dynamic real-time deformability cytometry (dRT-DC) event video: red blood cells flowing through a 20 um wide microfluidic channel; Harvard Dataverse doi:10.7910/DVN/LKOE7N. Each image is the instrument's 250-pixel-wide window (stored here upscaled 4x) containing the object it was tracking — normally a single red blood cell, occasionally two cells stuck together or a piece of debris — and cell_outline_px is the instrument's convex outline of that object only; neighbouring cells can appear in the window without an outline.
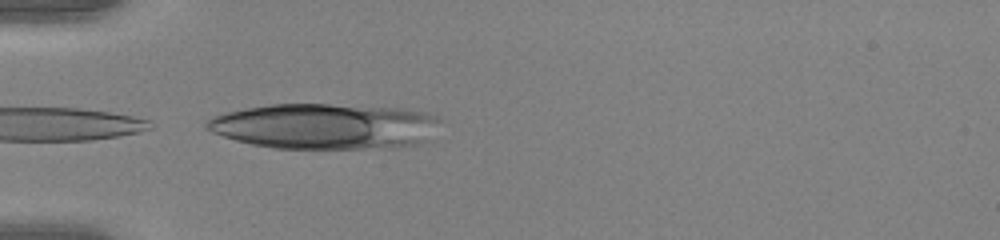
{"species": "human", "species_latin": "Homo sapiens", "temperature_condition": "warm", "stored_images_in_passage": 16, "camera_frame_rate_fps": 3000, "um_per_image_px": 0.085, "donor": {"sex": "female"}, "frame": {"image": 1, "passage_image": 16, "time_ms": 5.0, "image_size_px": [1000, 240], "cell_outline_px": [[440, 120], [416, 144], [392, 148], [272, 148], [252, 144], [236, 140], [212, 132], [204, 128], [204, 124], [208, 120], [216, 116], [228, 112], [244, 108], [272, 104], [328, 104], [400, 108], [424, 112], [436, 116]], "centroid_in_image_um": [27.51, 10.72], "position_along_channel_um": 57.5, "area_um2": 61.15}}